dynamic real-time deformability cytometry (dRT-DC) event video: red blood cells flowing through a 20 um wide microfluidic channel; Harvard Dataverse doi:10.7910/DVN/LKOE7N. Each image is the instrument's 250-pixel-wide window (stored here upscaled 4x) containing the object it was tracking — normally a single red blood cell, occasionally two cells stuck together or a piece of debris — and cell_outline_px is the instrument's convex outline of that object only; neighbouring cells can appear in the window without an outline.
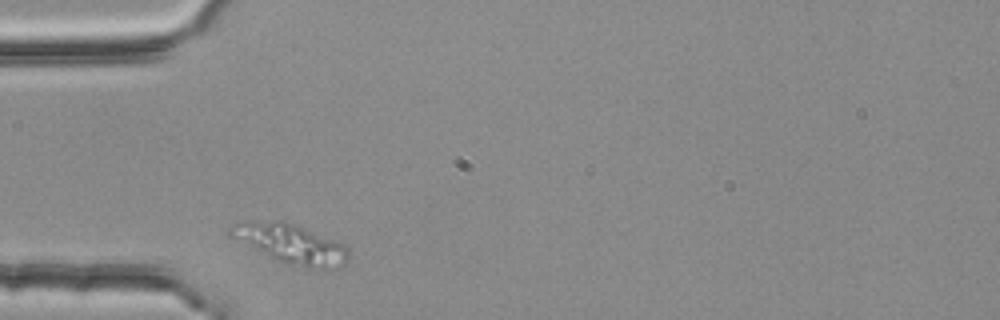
{"species": "common noctule bat (a hibernating species)", "species_latin": "Nyctalus noctula", "temperature_condition": "room temperature", "stored_images_in_passage": 1, "camera_frame_rate_fps": 3000, "um_per_image_px": 0.085, "animal": {"sex": "female", "body_mass_g": 25.1}, "frame": {"image": 1, "passage_image": 1, "time_ms": 0.0, "image_size_px": [1000, 320], "cell_outline_px": [[348, 256], [344, 264], [340, 268], [304, 268], [276, 260], [228, 236], [224, 232], [228, 228], [236, 224], [248, 220], [284, 220], [296, 224], [336, 240], [344, 244], [348, 248]], "centroid_in_image_um": [24.68, 20.7], "position_along_channel_um": 60.3, "area_um2": 27.51}}